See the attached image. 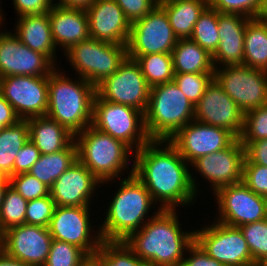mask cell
I'll return each mask as SVG.
<instances>
[{
  "label": "cell",
  "instance_id": "7a4b0ae2",
  "mask_svg": "<svg viewBox=\"0 0 267 266\" xmlns=\"http://www.w3.org/2000/svg\"><path fill=\"white\" fill-rule=\"evenodd\" d=\"M178 211L161 209L124 242L150 266H180L195 242V230H183Z\"/></svg>",
  "mask_w": 267,
  "mask_h": 266
},
{
  "label": "cell",
  "instance_id": "ac0fdd59",
  "mask_svg": "<svg viewBox=\"0 0 267 266\" xmlns=\"http://www.w3.org/2000/svg\"><path fill=\"white\" fill-rule=\"evenodd\" d=\"M194 120L224 128L239 139L244 127V112L213 78L194 106Z\"/></svg>",
  "mask_w": 267,
  "mask_h": 266
},
{
  "label": "cell",
  "instance_id": "7c38bea8",
  "mask_svg": "<svg viewBox=\"0 0 267 266\" xmlns=\"http://www.w3.org/2000/svg\"><path fill=\"white\" fill-rule=\"evenodd\" d=\"M90 208L56 206L48 226L52 238L75 245L92 256L100 248L102 238L99 228L95 231L97 224L91 219Z\"/></svg>",
  "mask_w": 267,
  "mask_h": 266
},
{
  "label": "cell",
  "instance_id": "6f0895ef",
  "mask_svg": "<svg viewBox=\"0 0 267 266\" xmlns=\"http://www.w3.org/2000/svg\"><path fill=\"white\" fill-rule=\"evenodd\" d=\"M2 251V234L0 233V252Z\"/></svg>",
  "mask_w": 267,
  "mask_h": 266
},
{
  "label": "cell",
  "instance_id": "11a10c76",
  "mask_svg": "<svg viewBox=\"0 0 267 266\" xmlns=\"http://www.w3.org/2000/svg\"><path fill=\"white\" fill-rule=\"evenodd\" d=\"M80 266H99V264L93 256H89Z\"/></svg>",
  "mask_w": 267,
  "mask_h": 266
},
{
  "label": "cell",
  "instance_id": "1f68e13d",
  "mask_svg": "<svg viewBox=\"0 0 267 266\" xmlns=\"http://www.w3.org/2000/svg\"><path fill=\"white\" fill-rule=\"evenodd\" d=\"M150 88L168 83L174 79L172 55L157 53L141 55L135 59Z\"/></svg>",
  "mask_w": 267,
  "mask_h": 266
},
{
  "label": "cell",
  "instance_id": "cb8c5ba5",
  "mask_svg": "<svg viewBox=\"0 0 267 266\" xmlns=\"http://www.w3.org/2000/svg\"><path fill=\"white\" fill-rule=\"evenodd\" d=\"M48 13L52 39L58 51L65 53L90 37L86 10L54 5Z\"/></svg>",
  "mask_w": 267,
  "mask_h": 266
},
{
  "label": "cell",
  "instance_id": "7bdbcfd3",
  "mask_svg": "<svg viewBox=\"0 0 267 266\" xmlns=\"http://www.w3.org/2000/svg\"><path fill=\"white\" fill-rule=\"evenodd\" d=\"M242 183L254 193L267 198V167L243 161Z\"/></svg>",
  "mask_w": 267,
  "mask_h": 266
},
{
  "label": "cell",
  "instance_id": "44dd1931",
  "mask_svg": "<svg viewBox=\"0 0 267 266\" xmlns=\"http://www.w3.org/2000/svg\"><path fill=\"white\" fill-rule=\"evenodd\" d=\"M102 183L77 159L50 187L56 206L92 207ZM96 195V196H95ZM92 199V200H91ZM92 201V202H91Z\"/></svg>",
  "mask_w": 267,
  "mask_h": 266
},
{
  "label": "cell",
  "instance_id": "ab89813d",
  "mask_svg": "<svg viewBox=\"0 0 267 266\" xmlns=\"http://www.w3.org/2000/svg\"><path fill=\"white\" fill-rule=\"evenodd\" d=\"M56 204L50 194L27 203L25 224L48 227Z\"/></svg>",
  "mask_w": 267,
  "mask_h": 266
},
{
  "label": "cell",
  "instance_id": "9a60e30c",
  "mask_svg": "<svg viewBox=\"0 0 267 266\" xmlns=\"http://www.w3.org/2000/svg\"><path fill=\"white\" fill-rule=\"evenodd\" d=\"M96 94L103 100L130 106L145 113L150 87L139 64L127 56L112 76L96 86Z\"/></svg>",
  "mask_w": 267,
  "mask_h": 266
},
{
  "label": "cell",
  "instance_id": "9c48e42d",
  "mask_svg": "<svg viewBox=\"0 0 267 266\" xmlns=\"http://www.w3.org/2000/svg\"><path fill=\"white\" fill-rule=\"evenodd\" d=\"M211 223V224H210ZM195 229V242L212 258L225 266L255 264L250 249L239 227L228 226L216 220Z\"/></svg>",
  "mask_w": 267,
  "mask_h": 266
},
{
  "label": "cell",
  "instance_id": "74e56055",
  "mask_svg": "<svg viewBox=\"0 0 267 266\" xmlns=\"http://www.w3.org/2000/svg\"><path fill=\"white\" fill-rule=\"evenodd\" d=\"M267 138V104L244 113V127L240 136L245 147L251 141Z\"/></svg>",
  "mask_w": 267,
  "mask_h": 266
},
{
  "label": "cell",
  "instance_id": "60d3db41",
  "mask_svg": "<svg viewBox=\"0 0 267 266\" xmlns=\"http://www.w3.org/2000/svg\"><path fill=\"white\" fill-rule=\"evenodd\" d=\"M9 180L10 186L27 201L50 194V188L29 173L13 175Z\"/></svg>",
  "mask_w": 267,
  "mask_h": 266
},
{
  "label": "cell",
  "instance_id": "e575fe53",
  "mask_svg": "<svg viewBox=\"0 0 267 266\" xmlns=\"http://www.w3.org/2000/svg\"><path fill=\"white\" fill-rule=\"evenodd\" d=\"M28 201L10 185L5 191L0 210V233L7 229L25 224V213Z\"/></svg>",
  "mask_w": 267,
  "mask_h": 266
},
{
  "label": "cell",
  "instance_id": "603a6c76",
  "mask_svg": "<svg viewBox=\"0 0 267 266\" xmlns=\"http://www.w3.org/2000/svg\"><path fill=\"white\" fill-rule=\"evenodd\" d=\"M250 19L241 14L218 12L220 41L217 50L212 55L215 68L243 65L245 28Z\"/></svg>",
  "mask_w": 267,
  "mask_h": 266
},
{
  "label": "cell",
  "instance_id": "4dcf8cb0",
  "mask_svg": "<svg viewBox=\"0 0 267 266\" xmlns=\"http://www.w3.org/2000/svg\"><path fill=\"white\" fill-rule=\"evenodd\" d=\"M243 65L267 72V22L257 18L247 22Z\"/></svg>",
  "mask_w": 267,
  "mask_h": 266
},
{
  "label": "cell",
  "instance_id": "277c9868",
  "mask_svg": "<svg viewBox=\"0 0 267 266\" xmlns=\"http://www.w3.org/2000/svg\"><path fill=\"white\" fill-rule=\"evenodd\" d=\"M56 67L48 76L46 116L76 135L92 123L96 87L86 79L70 76Z\"/></svg>",
  "mask_w": 267,
  "mask_h": 266
},
{
  "label": "cell",
  "instance_id": "ffe728a7",
  "mask_svg": "<svg viewBox=\"0 0 267 266\" xmlns=\"http://www.w3.org/2000/svg\"><path fill=\"white\" fill-rule=\"evenodd\" d=\"M52 240L48 227L22 224L2 233V250L24 263L44 266Z\"/></svg>",
  "mask_w": 267,
  "mask_h": 266
},
{
  "label": "cell",
  "instance_id": "52a82bcc",
  "mask_svg": "<svg viewBox=\"0 0 267 266\" xmlns=\"http://www.w3.org/2000/svg\"><path fill=\"white\" fill-rule=\"evenodd\" d=\"M74 69L76 76L95 87L112 76L127 57V45L88 38L71 46L62 56Z\"/></svg>",
  "mask_w": 267,
  "mask_h": 266
},
{
  "label": "cell",
  "instance_id": "5bb4252c",
  "mask_svg": "<svg viewBox=\"0 0 267 266\" xmlns=\"http://www.w3.org/2000/svg\"><path fill=\"white\" fill-rule=\"evenodd\" d=\"M213 196L218 207L214 220L220 223L240 227L267 218V198L242 182L222 187Z\"/></svg>",
  "mask_w": 267,
  "mask_h": 266
},
{
  "label": "cell",
  "instance_id": "bcb514c9",
  "mask_svg": "<svg viewBox=\"0 0 267 266\" xmlns=\"http://www.w3.org/2000/svg\"><path fill=\"white\" fill-rule=\"evenodd\" d=\"M189 253V254H188ZM180 266H225L210 257L196 242L186 251Z\"/></svg>",
  "mask_w": 267,
  "mask_h": 266
},
{
  "label": "cell",
  "instance_id": "680465c9",
  "mask_svg": "<svg viewBox=\"0 0 267 266\" xmlns=\"http://www.w3.org/2000/svg\"><path fill=\"white\" fill-rule=\"evenodd\" d=\"M260 266H267V260L261 263Z\"/></svg>",
  "mask_w": 267,
  "mask_h": 266
},
{
  "label": "cell",
  "instance_id": "d6986e66",
  "mask_svg": "<svg viewBox=\"0 0 267 266\" xmlns=\"http://www.w3.org/2000/svg\"><path fill=\"white\" fill-rule=\"evenodd\" d=\"M4 30L0 34V78L49 76L57 67L45 55L23 44L12 30Z\"/></svg>",
  "mask_w": 267,
  "mask_h": 266
},
{
  "label": "cell",
  "instance_id": "ee69618b",
  "mask_svg": "<svg viewBox=\"0 0 267 266\" xmlns=\"http://www.w3.org/2000/svg\"><path fill=\"white\" fill-rule=\"evenodd\" d=\"M123 10L125 17L132 24L145 17L159 0H114Z\"/></svg>",
  "mask_w": 267,
  "mask_h": 266
},
{
  "label": "cell",
  "instance_id": "8fae6325",
  "mask_svg": "<svg viewBox=\"0 0 267 266\" xmlns=\"http://www.w3.org/2000/svg\"><path fill=\"white\" fill-rule=\"evenodd\" d=\"M214 78L246 113L267 104V72L245 65L215 68Z\"/></svg>",
  "mask_w": 267,
  "mask_h": 266
},
{
  "label": "cell",
  "instance_id": "484cf974",
  "mask_svg": "<svg viewBox=\"0 0 267 266\" xmlns=\"http://www.w3.org/2000/svg\"><path fill=\"white\" fill-rule=\"evenodd\" d=\"M29 125V140L40 154L56 153L69 147L75 141V135L64 126L47 116L26 119Z\"/></svg>",
  "mask_w": 267,
  "mask_h": 266
},
{
  "label": "cell",
  "instance_id": "681fc988",
  "mask_svg": "<svg viewBox=\"0 0 267 266\" xmlns=\"http://www.w3.org/2000/svg\"><path fill=\"white\" fill-rule=\"evenodd\" d=\"M20 120L21 119L15 112L14 108L0 93V131L4 127L15 125Z\"/></svg>",
  "mask_w": 267,
  "mask_h": 266
},
{
  "label": "cell",
  "instance_id": "83f0119b",
  "mask_svg": "<svg viewBox=\"0 0 267 266\" xmlns=\"http://www.w3.org/2000/svg\"><path fill=\"white\" fill-rule=\"evenodd\" d=\"M171 55L175 74L215 71L212 55L190 38L178 39Z\"/></svg>",
  "mask_w": 267,
  "mask_h": 266
},
{
  "label": "cell",
  "instance_id": "836d02e7",
  "mask_svg": "<svg viewBox=\"0 0 267 266\" xmlns=\"http://www.w3.org/2000/svg\"><path fill=\"white\" fill-rule=\"evenodd\" d=\"M218 32V11L208 5L195 23L190 39L213 55L219 46Z\"/></svg>",
  "mask_w": 267,
  "mask_h": 266
},
{
  "label": "cell",
  "instance_id": "b9f144b4",
  "mask_svg": "<svg viewBox=\"0 0 267 266\" xmlns=\"http://www.w3.org/2000/svg\"><path fill=\"white\" fill-rule=\"evenodd\" d=\"M209 5L219 13L241 14L256 18L262 6V0H209Z\"/></svg>",
  "mask_w": 267,
  "mask_h": 266
},
{
  "label": "cell",
  "instance_id": "4fadbf2b",
  "mask_svg": "<svg viewBox=\"0 0 267 266\" xmlns=\"http://www.w3.org/2000/svg\"><path fill=\"white\" fill-rule=\"evenodd\" d=\"M177 41L166 12L158 4L145 17L131 24L127 56L135 60L141 55L171 54Z\"/></svg>",
  "mask_w": 267,
  "mask_h": 266
},
{
  "label": "cell",
  "instance_id": "f6af8a7d",
  "mask_svg": "<svg viewBox=\"0 0 267 266\" xmlns=\"http://www.w3.org/2000/svg\"><path fill=\"white\" fill-rule=\"evenodd\" d=\"M40 151L30 140L18 151L14 162L13 175L28 173L40 157Z\"/></svg>",
  "mask_w": 267,
  "mask_h": 266
},
{
  "label": "cell",
  "instance_id": "f546056e",
  "mask_svg": "<svg viewBox=\"0 0 267 266\" xmlns=\"http://www.w3.org/2000/svg\"><path fill=\"white\" fill-rule=\"evenodd\" d=\"M29 141L27 120H20L0 131V177L13 176L15 158L18 151Z\"/></svg>",
  "mask_w": 267,
  "mask_h": 266
},
{
  "label": "cell",
  "instance_id": "8992f818",
  "mask_svg": "<svg viewBox=\"0 0 267 266\" xmlns=\"http://www.w3.org/2000/svg\"><path fill=\"white\" fill-rule=\"evenodd\" d=\"M192 120L194 105L174 81L150 88L144 123L151 140H169Z\"/></svg>",
  "mask_w": 267,
  "mask_h": 266
},
{
  "label": "cell",
  "instance_id": "2e32d148",
  "mask_svg": "<svg viewBox=\"0 0 267 266\" xmlns=\"http://www.w3.org/2000/svg\"><path fill=\"white\" fill-rule=\"evenodd\" d=\"M0 93L21 120L46 116L48 76H6L0 78Z\"/></svg>",
  "mask_w": 267,
  "mask_h": 266
},
{
  "label": "cell",
  "instance_id": "d6a6232c",
  "mask_svg": "<svg viewBox=\"0 0 267 266\" xmlns=\"http://www.w3.org/2000/svg\"><path fill=\"white\" fill-rule=\"evenodd\" d=\"M92 256L99 266H150L135 255L124 241H102Z\"/></svg>",
  "mask_w": 267,
  "mask_h": 266
},
{
  "label": "cell",
  "instance_id": "d4e9b609",
  "mask_svg": "<svg viewBox=\"0 0 267 266\" xmlns=\"http://www.w3.org/2000/svg\"><path fill=\"white\" fill-rule=\"evenodd\" d=\"M16 21L14 29L11 30H14L12 32L20 41L31 50L45 55L58 67L56 54L59 52L52 39L49 13L24 15L18 17Z\"/></svg>",
  "mask_w": 267,
  "mask_h": 266
},
{
  "label": "cell",
  "instance_id": "9f6ffc18",
  "mask_svg": "<svg viewBox=\"0 0 267 266\" xmlns=\"http://www.w3.org/2000/svg\"><path fill=\"white\" fill-rule=\"evenodd\" d=\"M4 19L6 20L5 14L3 12V9L0 7V26H1L0 27V34L3 32L2 30H3L4 27H2V26L5 25V20Z\"/></svg>",
  "mask_w": 267,
  "mask_h": 266
},
{
  "label": "cell",
  "instance_id": "c3c4849f",
  "mask_svg": "<svg viewBox=\"0 0 267 266\" xmlns=\"http://www.w3.org/2000/svg\"><path fill=\"white\" fill-rule=\"evenodd\" d=\"M244 148L245 157L251 163L267 167V138L251 141Z\"/></svg>",
  "mask_w": 267,
  "mask_h": 266
},
{
  "label": "cell",
  "instance_id": "f907efd6",
  "mask_svg": "<svg viewBox=\"0 0 267 266\" xmlns=\"http://www.w3.org/2000/svg\"><path fill=\"white\" fill-rule=\"evenodd\" d=\"M95 0H53V4L61 7L87 10Z\"/></svg>",
  "mask_w": 267,
  "mask_h": 266
},
{
  "label": "cell",
  "instance_id": "5b68a950",
  "mask_svg": "<svg viewBox=\"0 0 267 266\" xmlns=\"http://www.w3.org/2000/svg\"><path fill=\"white\" fill-rule=\"evenodd\" d=\"M75 142L77 159L102 183V186L112 184V180H118L126 174L129 176L134 173V151L123 141L90 125L75 135Z\"/></svg>",
  "mask_w": 267,
  "mask_h": 266
},
{
  "label": "cell",
  "instance_id": "f1b7e54d",
  "mask_svg": "<svg viewBox=\"0 0 267 266\" xmlns=\"http://www.w3.org/2000/svg\"><path fill=\"white\" fill-rule=\"evenodd\" d=\"M76 160L77 146L74 141L69 147L59 152L41 154L28 173L50 188Z\"/></svg>",
  "mask_w": 267,
  "mask_h": 266
},
{
  "label": "cell",
  "instance_id": "e0dca14e",
  "mask_svg": "<svg viewBox=\"0 0 267 266\" xmlns=\"http://www.w3.org/2000/svg\"><path fill=\"white\" fill-rule=\"evenodd\" d=\"M237 138L228 130L192 120L168 141L191 165L195 160L229 147Z\"/></svg>",
  "mask_w": 267,
  "mask_h": 266
},
{
  "label": "cell",
  "instance_id": "8d00e7d4",
  "mask_svg": "<svg viewBox=\"0 0 267 266\" xmlns=\"http://www.w3.org/2000/svg\"><path fill=\"white\" fill-rule=\"evenodd\" d=\"M88 257L81 248L53 239L44 266H80Z\"/></svg>",
  "mask_w": 267,
  "mask_h": 266
},
{
  "label": "cell",
  "instance_id": "f35d334b",
  "mask_svg": "<svg viewBox=\"0 0 267 266\" xmlns=\"http://www.w3.org/2000/svg\"><path fill=\"white\" fill-rule=\"evenodd\" d=\"M213 78L214 73H181L175 74L173 81L195 106Z\"/></svg>",
  "mask_w": 267,
  "mask_h": 266
},
{
  "label": "cell",
  "instance_id": "4316f807",
  "mask_svg": "<svg viewBox=\"0 0 267 266\" xmlns=\"http://www.w3.org/2000/svg\"><path fill=\"white\" fill-rule=\"evenodd\" d=\"M178 39L190 38L200 14L209 0H159Z\"/></svg>",
  "mask_w": 267,
  "mask_h": 266
},
{
  "label": "cell",
  "instance_id": "ba28073f",
  "mask_svg": "<svg viewBox=\"0 0 267 266\" xmlns=\"http://www.w3.org/2000/svg\"><path fill=\"white\" fill-rule=\"evenodd\" d=\"M91 126L123 141L134 152L151 140L145 130L142 111L103 100L97 94L93 101Z\"/></svg>",
  "mask_w": 267,
  "mask_h": 266
},
{
  "label": "cell",
  "instance_id": "3957f363",
  "mask_svg": "<svg viewBox=\"0 0 267 266\" xmlns=\"http://www.w3.org/2000/svg\"><path fill=\"white\" fill-rule=\"evenodd\" d=\"M112 181L114 183L118 181L119 185H116V192L112 191L114 194L111 195V201H106L109 204L103 212V216H106L104 218L102 216L101 225L97 227L102 241H125L155 216L161 208L134 174Z\"/></svg>",
  "mask_w": 267,
  "mask_h": 266
},
{
  "label": "cell",
  "instance_id": "7dc6e473",
  "mask_svg": "<svg viewBox=\"0 0 267 266\" xmlns=\"http://www.w3.org/2000/svg\"><path fill=\"white\" fill-rule=\"evenodd\" d=\"M17 18L24 15L42 14L53 6V0H12Z\"/></svg>",
  "mask_w": 267,
  "mask_h": 266
},
{
  "label": "cell",
  "instance_id": "db71d44e",
  "mask_svg": "<svg viewBox=\"0 0 267 266\" xmlns=\"http://www.w3.org/2000/svg\"><path fill=\"white\" fill-rule=\"evenodd\" d=\"M256 18L267 22V0H262V6Z\"/></svg>",
  "mask_w": 267,
  "mask_h": 266
},
{
  "label": "cell",
  "instance_id": "d590c367",
  "mask_svg": "<svg viewBox=\"0 0 267 266\" xmlns=\"http://www.w3.org/2000/svg\"><path fill=\"white\" fill-rule=\"evenodd\" d=\"M250 249L252 260L261 264L267 260V218L239 227Z\"/></svg>",
  "mask_w": 267,
  "mask_h": 266
},
{
  "label": "cell",
  "instance_id": "7402d4cb",
  "mask_svg": "<svg viewBox=\"0 0 267 266\" xmlns=\"http://www.w3.org/2000/svg\"><path fill=\"white\" fill-rule=\"evenodd\" d=\"M86 13L90 38L127 45L131 23L114 0H95Z\"/></svg>",
  "mask_w": 267,
  "mask_h": 266
},
{
  "label": "cell",
  "instance_id": "f5cc1de1",
  "mask_svg": "<svg viewBox=\"0 0 267 266\" xmlns=\"http://www.w3.org/2000/svg\"><path fill=\"white\" fill-rule=\"evenodd\" d=\"M10 185L9 178L0 177V210L4 199V194L8 186Z\"/></svg>",
  "mask_w": 267,
  "mask_h": 266
},
{
  "label": "cell",
  "instance_id": "91938a15",
  "mask_svg": "<svg viewBox=\"0 0 267 266\" xmlns=\"http://www.w3.org/2000/svg\"><path fill=\"white\" fill-rule=\"evenodd\" d=\"M249 266H260V264H252V265H249Z\"/></svg>",
  "mask_w": 267,
  "mask_h": 266
},
{
  "label": "cell",
  "instance_id": "30bf717a",
  "mask_svg": "<svg viewBox=\"0 0 267 266\" xmlns=\"http://www.w3.org/2000/svg\"><path fill=\"white\" fill-rule=\"evenodd\" d=\"M244 158L245 148L240 139H236L229 147L195 160L190 168L191 182L196 194H199L200 187L196 181L199 180L198 174L195 173H199L205 183L208 182L213 194L222 187L242 182ZM192 170L196 172L193 173Z\"/></svg>",
  "mask_w": 267,
  "mask_h": 266
},
{
  "label": "cell",
  "instance_id": "6da1fadb",
  "mask_svg": "<svg viewBox=\"0 0 267 266\" xmlns=\"http://www.w3.org/2000/svg\"><path fill=\"white\" fill-rule=\"evenodd\" d=\"M133 174L161 209H187L200 197L192 186L190 165L168 140H150L134 152Z\"/></svg>",
  "mask_w": 267,
  "mask_h": 266
},
{
  "label": "cell",
  "instance_id": "816d5d0a",
  "mask_svg": "<svg viewBox=\"0 0 267 266\" xmlns=\"http://www.w3.org/2000/svg\"><path fill=\"white\" fill-rule=\"evenodd\" d=\"M0 266H33L7 255L3 250L0 252Z\"/></svg>",
  "mask_w": 267,
  "mask_h": 266
}]
</instances>
